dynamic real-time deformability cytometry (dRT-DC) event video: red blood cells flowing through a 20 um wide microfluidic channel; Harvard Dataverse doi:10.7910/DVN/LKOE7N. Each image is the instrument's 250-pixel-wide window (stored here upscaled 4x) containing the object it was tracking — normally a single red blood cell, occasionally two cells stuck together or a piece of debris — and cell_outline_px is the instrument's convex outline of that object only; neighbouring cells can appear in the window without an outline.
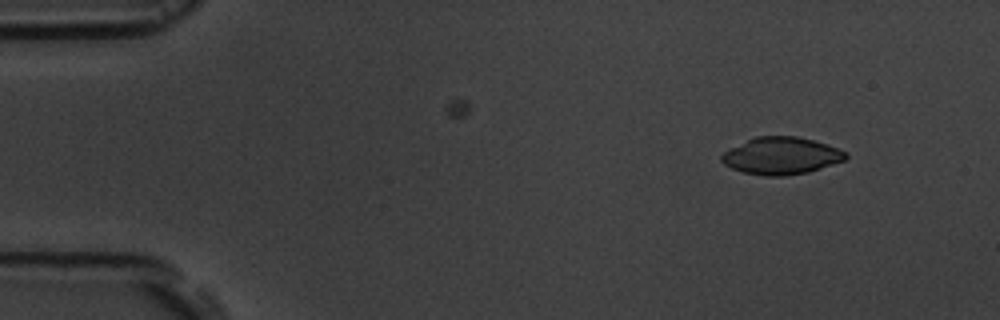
{"species": "common noctule bat (a hibernating species)", "species_latin": "Nyctalus noctula", "temperature_condition": "room temperature", "stored_images_in_passage": 3, "camera_frame_rate_fps": 3000, "um_per_image_px": 0.085, "animal": {"sex": "male", "body_mass_g": 19.5, "forearm_length_mm": 54.6}, "frame": {"image": 1, "passage_image": 1, "time_ms": 0.0, "image_size_px": [1000, 320], "cell_outline_px": [[848, 156], [844, 160], [808, 172], [784, 176], [764, 176], [744, 172], [732, 168], [724, 164], [720, 160], [720, 156], [724, 152], [756, 136], [796, 136], [828, 144], [848, 152]], "centroid_in_image_um": [66.42, 13.24], "position_along_channel_um": 18.6, "area_um2": 26.7}}
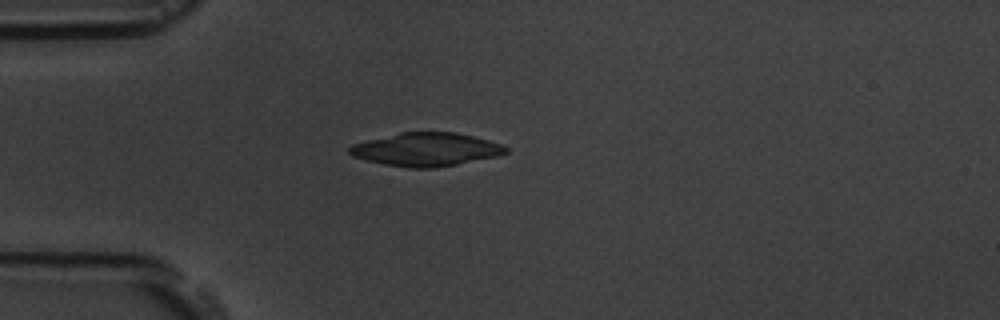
{"frame": {"image": 2, "passage_image": 3, "time_ms": 3.0, "image_size_px": [1000, 320], "cell_outline_px": [[508, 152], [496, 156], [436, 168], [408, 168], [384, 164], [352, 156], [348, 152], [348, 148], [352, 144], [400, 132], [456, 132], [488, 140], [500, 144], [508, 148]], "centroid_in_image_um": [36.2, 12.7], "position_along_channel_um": 48.8, "area_um2": 30.11}}